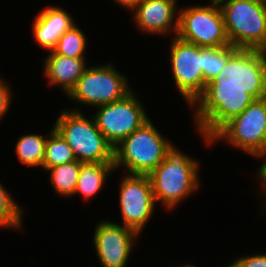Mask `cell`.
I'll return each mask as SVG.
<instances>
[{
  "label": "cell",
  "mask_w": 266,
  "mask_h": 267,
  "mask_svg": "<svg viewBox=\"0 0 266 267\" xmlns=\"http://www.w3.org/2000/svg\"><path fill=\"white\" fill-rule=\"evenodd\" d=\"M73 150L65 139L52 127L47 137L42 167L48 168L76 161Z\"/></svg>",
  "instance_id": "obj_19"
},
{
  "label": "cell",
  "mask_w": 266,
  "mask_h": 267,
  "mask_svg": "<svg viewBox=\"0 0 266 267\" xmlns=\"http://www.w3.org/2000/svg\"><path fill=\"white\" fill-rule=\"evenodd\" d=\"M236 50L237 48L232 45L218 48L202 47V71L207 83L223 70L228 58Z\"/></svg>",
  "instance_id": "obj_21"
},
{
  "label": "cell",
  "mask_w": 266,
  "mask_h": 267,
  "mask_svg": "<svg viewBox=\"0 0 266 267\" xmlns=\"http://www.w3.org/2000/svg\"><path fill=\"white\" fill-rule=\"evenodd\" d=\"M174 147L148 120L114 147V168L125 167L128 174L149 175Z\"/></svg>",
  "instance_id": "obj_3"
},
{
  "label": "cell",
  "mask_w": 266,
  "mask_h": 267,
  "mask_svg": "<svg viewBox=\"0 0 266 267\" xmlns=\"http://www.w3.org/2000/svg\"><path fill=\"white\" fill-rule=\"evenodd\" d=\"M86 41L83 31L74 25L59 37L52 52L65 57L85 58Z\"/></svg>",
  "instance_id": "obj_22"
},
{
  "label": "cell",
  "mask_w": 266,
  "mask_h": 267,
  "mask_svg": "<svg viewBox=\"0 0 266 267\" xmlns=\"http://www.w3.org/2000/svg\"><path fill=\"white\" fill-rule=\"evenodd\" d=\"M113 170L114 163H82L74 195L80 193L84 199H90L100 191Z\"/></svg>",
  "instance_id": "obj_17"
},
{
  "label": "cell",
  "mask_w": 266,
  "mask_h": 267,
  "mask_svg": "<svg viewBox=\"0 0 266 267\" xmlns=\"http://www.w3.org/2000/svg\"><path fill=\"white\" fill-rule=\"evenodd\" d=\"M53 128L83 163H114V147L99 131L94 118H86L80 109L63 110Z\"/></svg>",
  "instance_id": "obj_4"
},
{
  "label": "cell",
  "mask_w": 266,
  "mask_h": 267,
  "mask_svg": "<svg viewBox=\"0 0 266 267\" xmlns=\"http://www.w3.org/2000/svg\"><path fill=\"white\" fill-rule=\"evenodd\" d=\"M142 103L134 92L124 98L97 106L93 115L99 131L115 147L149 120Z\"/></svg>",
  "instance_id": "obj_9"
},
{
  "label": "cell",
  "mask_w": 266,
  "mask_h": 267,
  "mask_svg": "<svg viewBox=\"0 0 266 267\" xmlns=\"http://www.w3.org/2000/svg\"><path fill=\"white\" fill-rule=\"evenodd\" d=\"M140 1L141 0H115L118 4L132 11L136 8Z\"/></svg>",
  "instance_id": "obj_26"
},
{
  "label": "cell",
  "mask_w": 266,
  "mask_h": 267,
  "mask_svg": "<svg viewBox=\"0 0 266 267\" xmlns=\"http://www.w3.org/2000/svg\"><path fill=\"white\" fill-rule=\"evenodd\" d=\"M199 161L178 148L173 150L148 175L155 202L173 209L199 188Z\"/></svg>",
  "instance_id": "obj_2"
},
{
  "label": "cell",
  "mask_w": 266,
  "mask_h": 267,
  "mask_svg": "<svg viewBox=\"0 0 266 267\" xmlns=\"http://www.w3.org/2000/svg\"><path fill=\"white\" fill-rule=\"evenodd\" d=\"M119 187L121 224L140 234L156 207L150 178L148 175L127 174Z\"/></svg>",
  "instance_id": "obj_12"
},
{
  "label": "cell",
  "mask_w": 266,
  "mask_h": 267,
  "mask_svg": "<svg viewBox=\"0 0 266 267\" xmlns=\"http://www.w3.org/2000/svg\"><path fill=\"white\" fill-rule=\"evenodd\" d=\"M254 100L243 88L227 80V77L210 80L204 93L191 106H198L194 108V118L200 136L202 135L206 144L210 145V139Z\"/></svg>",
  "instance_id": "obj_1"
},
{
  "label": "cell",
  "mask_w": 266,
  "mask_h": 267,
  "mask_svg": "<svg viewBox=\"0 0 266 267\" xmlns=\"http://www.w3.org/2000/svg\"><path fill=\"white\" fill-rule=\"evenodd\" d=\"M180 267V266H179ZM182 267H196L194 265H190V264H186L185 266H182Z\"/></svg>",
  "instance_id": "obj_30"
},
{
  "label": "cell",
  "mask_w": 266,
  "mask_h": 267,
  "mask_svg": "<svg viewBox=\"0 0 266 267\" xmlns=\"http://www.w3.org/2000/svg\"><path fill=\"white\" fill-rule=\"evenodd\" d=\"M170 61L177 89L192 106L204 93L207 82L202 71V47L172 36Z\"/></svg>",
  "instance_id": "obj_10"
},
{
  "label": "cell",
  "mask_w": 266,
  "mask_h": 267,
  "mask_svg": "<svg viewBox=\"0 0 266 267\" xmlns=\"http://www.w3.org/2000/svg\"><path fill=\"white\" fill-rule=\"evenodd\" d=\"M20 207L0 182V227L13 229L22 227L23 212Z\"/></svg>",
  "instance_id": "obj_23"
},
{
  "label": "cell",
  "mask_w": 266,
  "mask_h": 267,
  "mask_svg": "<svg viewBox=\"0 0 266 267\" xmlns=\"http://www.w3.org/2000/svg\"><path fill=\"white\" fill-rule=\"evenodd\" d=\"M220 8L230 45L266 50V0H226Z\"/></svg>",
  "instance_id": "obj_5"
},
{
  "label": "cell",
  "mask_w": 266,
  "mask_h": 267,
  "mask_svg": "<svg viewBox=\"0 0 266 267\" xmlns=\"http://www.w3.org/2000/svg\"><path fill=\"white\" fill-rule=\"evenodd\" d=\"M212 4H218L220 5L222 2L226 1V0H210Z\"/></svg>",
  "instance_id": "obj_29"
},
{
  "label": "cell",
  "mask_w": 266,
  "mask_h": 267,
  "mask_svg": "<svg viewBox=\"0 0 266 267\" xmlns=\"http://www.w3.org/2000/svg\"><path fill=\"white\" fill-rule=\"evenodd\" d=\"M227 80L237 84L254 99L266 97V52L237 49L223 70L212 80Z\"/></svg>",
  "instance_id": "obj_11"
},
{
  "label": "cell",
  "mask_w": 266,
  "mask_h": 267,
  "mask_svg": "<svg viewBox=\"0 0 266 267\" xmlns=\"http://www.w3.org/2000/svg\"><path fill=\"white\" fill-rule=\"evenodd\" d=\"M259 158H263V157H266V142L264 144V149H263V152L258 156ZM266 166V158H265V161L264 163L261 165V167H259L260 169L258 170V173Z\"/></svg>",
  "instance_id": "obj_28"
},
{
  "label": "cell",
  "mask_w": 266,
  "mask_h": 267,
  "mask_svg": "<svg viewBox=\"0 0 266 267\" xmlns=\"http://www.w3.org/2000/svg\"><path fill=\"white\" fill-rule=\"evenodd\" d=\"M11 90L10 86L0 78V119L4 117V115L9 110V105L11 103Z\"/></svg>",
  "instance_id": "obj_25"
},
{
  "label": "cell",
  "mask_w": 266,
  "mask_h": 267,
  "mask_svg": "<svg viewBox=\"0 0 266 267\" xmlns=\"http://www.w3.org/2000/svg\"><path fill=\"white\" fill-rule=\"evenodd\" d=\"M224 267H234L232 264H229L227 266H224Z\"/></svg>",
  "instance_id": "obj_31"
},
{
  "label": "cell",
  "mask_w": 266,
  "mask_h": 267,
  "mask_svg": "<svg viewBox=\"0 0 266 267\" xmlns=\"http://www.w3.org/2000/svg\"><path fill=\"white\" fill-rule=\"evenodd\" d=\"M32 25L33 36L37 44L52 51L59 37L71 29L75 23L72 16L64 9L47 6L35 17Z\"/></svg>",
  "instance_id": "obj_15"
},
{
  "label": "cell",
  "mask_w": 266,
  "mask_h": 267,
  "mask_svg": "<svg viewBox=\"0 0 266 267\" xmlns=\"http://www.w3.org/2000/svg\"><path fill=\"white\" fill-rule=\"evenodd\" d=\"M258 178L260 180L261 187H263V191H266V166L258 173ZM265 189V190H264ZM266 194V192L264 193ZM266 197V195H264Z\"/></svg>",
  "instance_id": "obj_27"
},
{
  "label": "cell",
  "mask_w": 266,
  "mask_h": 267,
  "mask_svg": "<svg viewBox=\"0 0 266 267\" xmlns=\"http://www.w3.org/2000/svg\"><path fill=\"white\" fill-rule=\"evenodd\" d=\"M139 233L124 225L101 221L96 225L93 242L103 267H126Z\"/></svg>",
  "instance_id": "obj_13"
},
{
  "label": "cell",
  "mask_w": 266,
  "mask_h": 267,
  "mask_svg": "<svg viewBox=\"0 0 266 267\" xmlns=\"http://www.w3.org/2000/svg\"><path fill=\"white\" fill-rule=\"evenodd\" d=\"M131 89L127 77L109 63L87 67L68 96L77 103L97 107L124 98Z\"/></svg>",
  "instance_id": "obj_8"
},
{
  "label": "cell",
  "mask_w": 266,
  "mask_h": 267,
  "mask_svg": "<svg viewBox=\"0 0 266 267\" xmlns=\"http://www.w3.org/2000/svg\"><path fill=\"white\" fill-rule=\"evenodd\" d=\"M231 264L234 267H266V254L242 256Z\"/></svg>",
  "instance_id": "obj_24"
},
{
  "label": "cell",
  "mask_w": 266,
  "mask_h": 267,
  "mask_svg": "<svg viewBox=\"0 0 266 267\" xmlns=\"http://www.w3.org/2000/svg\"><path fill=\"white\" fill-rule=\"evenodd\" d=\"M177 37L199 47L229 46L220 5L189 6L178 13Z\"/></svg>",
  "instance_id": "obj_6"
},
{
  "label": "cell",
  "mask_w": 266,
  "mask_h": 267,
  "mask_svg": "<svg viewBox=\"0 0 266 267\" xmlns=\"http://www.w3.org/2000/svg\"><path fill=\"white\" fill-rule=\"evenodd\" d=\"M47 138L41 135H22L16 142V153L20 162L24 165L41 166L45 153Z\"/></svg>",
  "instance_id": "obj_20"
},
{
  "label": "cell",
  "mask_w": 266,
  "mask_h": 267,
  "mask_svg": "<svg viewBox=\"0 0 266 267\" xmlns=\"http://www.w3.org/2000/svg\"><path fill=\"white\" fill-rule=\"evenodd\" d=\"M176 1L141 0L132 11L139 30L157 35H166L173 31L174 36H176L179 19V15L176 12Z\"/></svg>",
  "instance_id": "obj_14"
},
{
  "label": "cell",
  "mask_w": 266,
  "mask_h": 267,
  "mask_svg": "<svg viewBox=\"0 0 266 267\" xmlns=\"http://www.w3.org/2000/svg\"><path fill=\"white\" fill-rule=\"evenodd\" d=\"M86 69L85 58L65 57L50 51V54L44 60V74L48 83L60 86L67 96Z\"/></svg>",
  "instance_id": "obj_16"
},
{
  "label": "cell",
  "mask_w": 266,
  "mask_h": 267,
  "mask_svg": "<svg viewBox=\"0 0 266 267\" xmlns=\"http://www.w3.org/2000/svg\"><path fill=\"white\" fill-rule=\"evenodd\" d=\"M82 163L76 160L46 169L50 172L52 186L60 196L74 195Z\"/></svg>",
  "instance_id": "obj_18"
},
{
  "label": "cell",
  "mask_w": 266,
  "mask_h": 267,
  "mask_svg": "<svg viewBox=\"0 0 266 267\" xmlns=\"http://www.w3.org/2000/svg\"><path fill=\"white\" fill-rule=\"evenodd\" d=\"M227 140L232 146L258 157L266 142V97L255 99L240 115L227 122L210 140Z\"/></svg>",
  "instance_id": "obj_7"
}]
</instances>
